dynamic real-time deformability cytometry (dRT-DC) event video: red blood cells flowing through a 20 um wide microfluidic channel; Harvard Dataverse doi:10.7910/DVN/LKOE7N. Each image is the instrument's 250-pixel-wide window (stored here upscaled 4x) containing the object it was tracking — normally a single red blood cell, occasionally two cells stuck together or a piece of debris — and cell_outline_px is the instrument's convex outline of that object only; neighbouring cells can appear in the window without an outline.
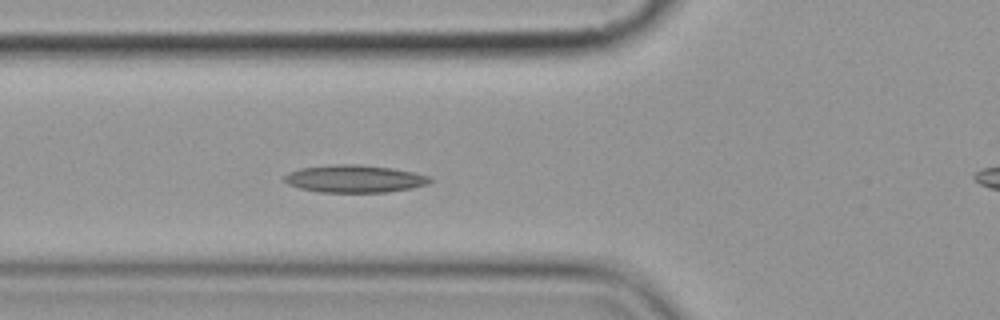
{"species": "common noctule bat (a hibernating species)", "species_latin": "Nyctalus noctula", "temperature_condition": "cold", "stored_images_in_passage": 7, "camera_frame_rate_fps": 3000, "um_per_image_px": 0.085, "animal": {"sex": "female", "body_mass_g": 19.9}, "frame": {"image": 1, "passage_image": 6, "time_ms": 5.667, "image_size_px": [1000, 320], "cell_outline_px": [[432, 180], [428, 184], [412, 188], [388, 192], [320, 192], [300, 188], [288, 184], [284, 180], [284, 176], [288, 172], [300, 168], [332, 164], [360, 164], [392, 168], [416, 172], [432, 176]], "centroid_in_image_um": [30.17, 15.18], "position_along_channel_um": 95.6, "area_um2": 23.58}}